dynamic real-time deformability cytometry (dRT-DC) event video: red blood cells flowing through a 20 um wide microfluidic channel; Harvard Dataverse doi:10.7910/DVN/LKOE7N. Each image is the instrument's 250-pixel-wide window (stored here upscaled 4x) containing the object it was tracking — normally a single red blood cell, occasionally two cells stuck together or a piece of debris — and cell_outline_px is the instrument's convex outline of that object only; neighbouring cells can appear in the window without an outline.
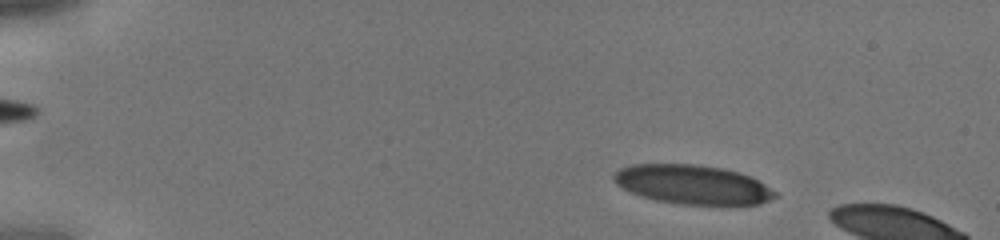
{"species": "human", "species_latin": "Homo sapiens", "temperature_condition": "cold", "stored_images_in_passage": 10, "camera_frame_rate_fps": 3000, "um_per_image_px": 0.085, "donor": {"sex": "male"}, "frame": {"image": 1, "passage_image": 5, "time_ms": 1.333, "image_size_px": [1000, 240], "cell_outline_px": [[780, 196], [760, 204], [680, 204], [656, 200], [632, 192], [616, 184], [612, 176], [620, 168], [632, 164], [696, 164], [724, 168], [740, 172], [764, 184], [776, 192]], "centroid_in_image_um": [58.89, 15.68], "position_along_channel_um": 26.1, "area_um2": 36.59}}